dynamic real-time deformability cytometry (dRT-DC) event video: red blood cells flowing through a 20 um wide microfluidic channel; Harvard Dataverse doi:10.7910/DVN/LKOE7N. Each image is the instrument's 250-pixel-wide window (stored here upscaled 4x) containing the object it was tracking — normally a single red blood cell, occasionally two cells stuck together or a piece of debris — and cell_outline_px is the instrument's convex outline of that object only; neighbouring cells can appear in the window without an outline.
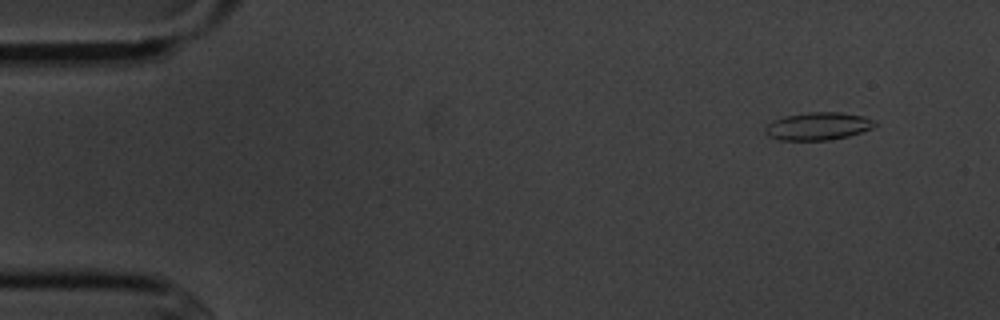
{"species": "common noctule bat (a hibernating species)", "species_latin": "Nyctalus noctula", "temperature_condition": "cold", "stored_images_in_passage": 5, "camera_frame_rate_fps": 3000, "um_per_image_px": 0.085, "animal": {"sex": "male", "body_mass_g": 20.1, "forearm_length_mm": 53.5}, "frame": {"image": 1, "passage_image": 2, "time_ms": 1.0, "image_size_px": [1000, 320], "cell_outline_px": [[876, 124], [872, 128], [848, 136], [828, 140], [780, 140], [768, 136], [764, 132], [764, 128], [772, 120], [784, 116], [808, 112], [840, 112], [864, 116], [872, 120]], "centroid_in_image_um": [69.48, 10.72], "position_along_channel_um": 15.5, "area_um2": 17.69}}